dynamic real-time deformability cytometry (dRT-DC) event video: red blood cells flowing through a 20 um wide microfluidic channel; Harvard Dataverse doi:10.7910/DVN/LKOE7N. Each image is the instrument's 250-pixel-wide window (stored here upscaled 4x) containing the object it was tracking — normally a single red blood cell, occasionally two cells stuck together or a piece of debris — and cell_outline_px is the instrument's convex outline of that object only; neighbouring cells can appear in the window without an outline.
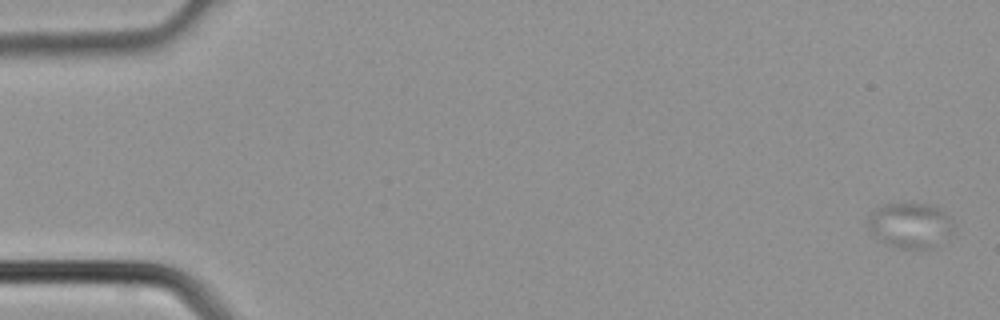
{"species": "common noctule bat (a hibernating species)", "species_latin": "Nyctalus noctula", "temperature_condition": "cold", "stored_images_in_passage": 4, "camera_frame_rate_fps": 3000, "um_per_image_px": 0.085, "animal": {"sex": "male", "body_mass_g": 21.5, "forearm_length_mm": 52.0}, "frame": {"image": 1, "passage_image": 1, "time_ms": 0.0, "image_size_px": [1000, 320], "cell_outline_px": [[952, 232], [932, 248], [900, 248], [872, 236], [868, 228], [868, 216], [880, 204], [936, 204], [952, 216]], "centroid_in_image_um": [77.38, 19.11], "position_along_channel_um": 7.6, "area_um2": 22.66}}
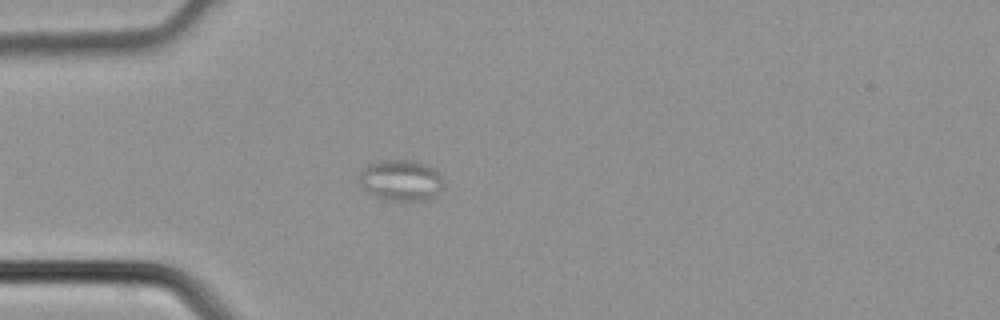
{"frame": {"image": 2, "passage_image": 4, "time_ms": 1.0, "image_size_px": [1000, 320], "cell_outline_px": [[444, 184], [436, 196], [424, 200], [392, 200], [376, 196], [368, 192], [360, 184], [360, 172], [368, 164], [384, 160], [412, 160], [424, 164], [440, 172]], "centroid_in_image_um": [34.11, 15.32], "position_along_channel_um": 50.9, "area_um2": 19.94}}